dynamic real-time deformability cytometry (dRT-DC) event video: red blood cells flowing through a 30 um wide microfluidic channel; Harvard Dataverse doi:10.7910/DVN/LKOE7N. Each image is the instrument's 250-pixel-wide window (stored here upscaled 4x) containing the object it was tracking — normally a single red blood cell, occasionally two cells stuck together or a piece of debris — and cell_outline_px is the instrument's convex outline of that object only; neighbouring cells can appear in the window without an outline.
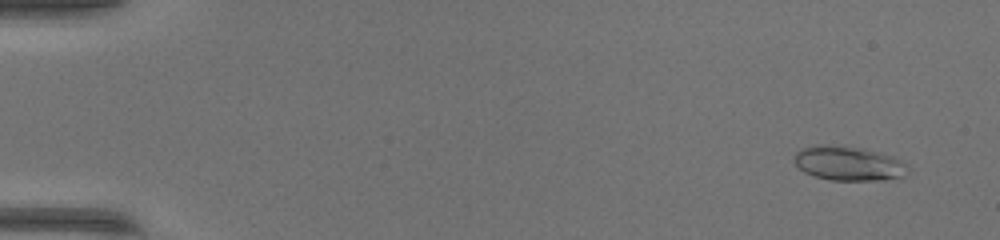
{"species": "common noctule bat (a hibernating species)", "species_latin": "Nyctalus noctula", "temperature_condition": "warm", "stored_images_in_passage": 51, "camera_frame_rate_fps": 3000, "um_per_image_px": 0.085, "animal": {"sex": "female", "body_mass_g": 17.0, "forearm_length_mm": 48.0}, "frame": {"image": 1, "passage_image": 4, "time_ms": 1.0, "image_size_px": [1000, 240], "cell_outline_px": [[908, 172], [904, 176], [884, 180], [828, 180], [804, 172], [792, 160], [796, 152], [800, 148], [816, 144], [824, 144], [864, 148], [892, 156], [908, 164]], "centroid_in_image_um": [72.11, 13.88], "position_along_channel_um": 12.9, "area_um2": 23.0}}
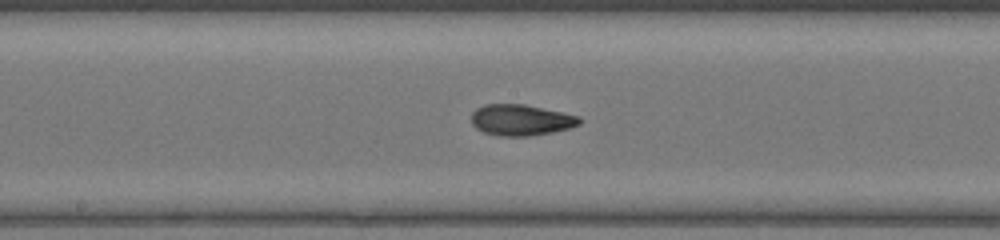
{"frame": {"image": 2, "passage_image": 28, "time_ms": 9.0, "image_size_px": [1000, 240], "cell_outline_px": [[584, 120], [580, 124], [572, 128], [552, 132], [528, 136], [500, 136], [484, 132], [476, 128], [472, 124], [472, 112], [476, 108], [484, 104], [524, 104], [580, 116]], "centroid_in_image_um": [44.31, 10.2], "position_along_channel_um": 203.9, "area_um2": 19.71}}
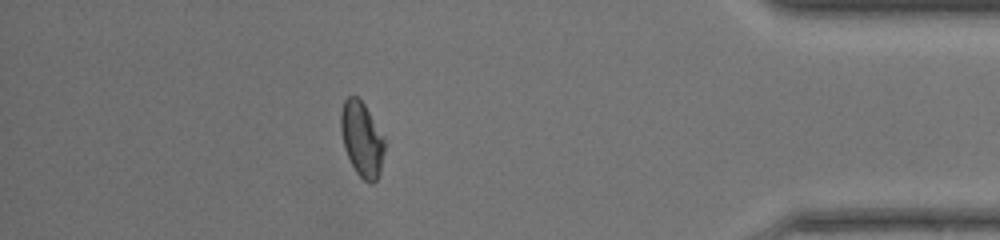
{"frame": {"image": 3, "passage_image": 45, "time_ms": 14.667, "image_size_px": [1000, 240], "cell_outline_px": [[384, 152], [380, 172], [376, 180], [372, 184], [368, 184], [356, 172], [344, 148], [340, 128], [340, 112], [344, 100], [348, 96], [356, 96], [364, 104], [384, 136]], "centroid_in_image_um": [30.75, 11.82], "position_along_channel_um": 404.5, "area_um2": 19.07}, "authors_computed_cell_mechanics": {"area_um2": 19.7098, "velocity_mm_per_s": 4.2344, "shape_relaxation_time_tau1_ms": 2.3999, "shape_relaxation_time_tau2_ms": 1.3539, "deformation_change_tau1": 0.1498, "deformation_change_tau2": 0.066}}